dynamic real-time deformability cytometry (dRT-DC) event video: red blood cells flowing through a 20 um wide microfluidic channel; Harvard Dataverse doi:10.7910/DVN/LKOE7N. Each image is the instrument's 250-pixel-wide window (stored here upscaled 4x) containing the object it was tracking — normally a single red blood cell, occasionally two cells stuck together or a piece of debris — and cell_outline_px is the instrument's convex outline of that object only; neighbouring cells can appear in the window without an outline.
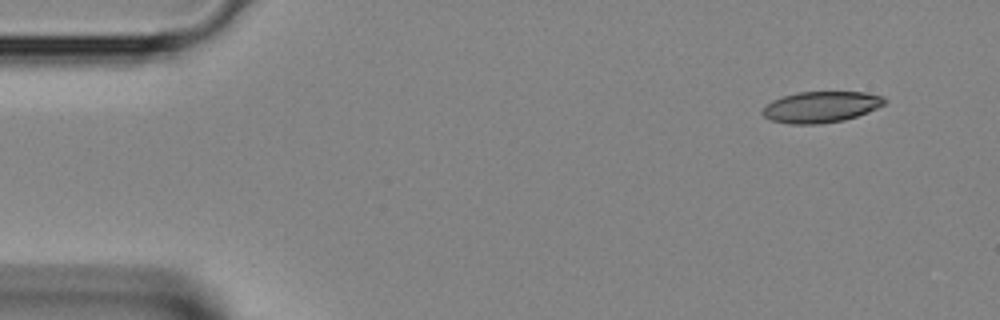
{"species": "Egyptian fruit bat (a non-hibernating species)", "species_latin": "Rousettus aegyptiacus", "temperature_condition": "room temperature", "stored_images_in_passage": 4, "segment_of_instrument_passage": [2, 2], "camera_frame_rate_fps": 3000, "um_per_image_px": 0.085, "animal": {"sex": "female"}, "frame": {"image": 1, "passage_image": 4, "time_ms": 1.0, "image_size_px": [1000, 320], "cell_outline_px": [[888, 100], [884, 104], [868, 112], [844, 120], [820, 124], [788, 124], [768, 120], [760, 112], [772, 100], [796, 92], [864, 92], [884, 96]], "centroid_in_image_um": [69.77, 9.09], "position_along_channel_um": 15.2, "area_um2": 22.25}}